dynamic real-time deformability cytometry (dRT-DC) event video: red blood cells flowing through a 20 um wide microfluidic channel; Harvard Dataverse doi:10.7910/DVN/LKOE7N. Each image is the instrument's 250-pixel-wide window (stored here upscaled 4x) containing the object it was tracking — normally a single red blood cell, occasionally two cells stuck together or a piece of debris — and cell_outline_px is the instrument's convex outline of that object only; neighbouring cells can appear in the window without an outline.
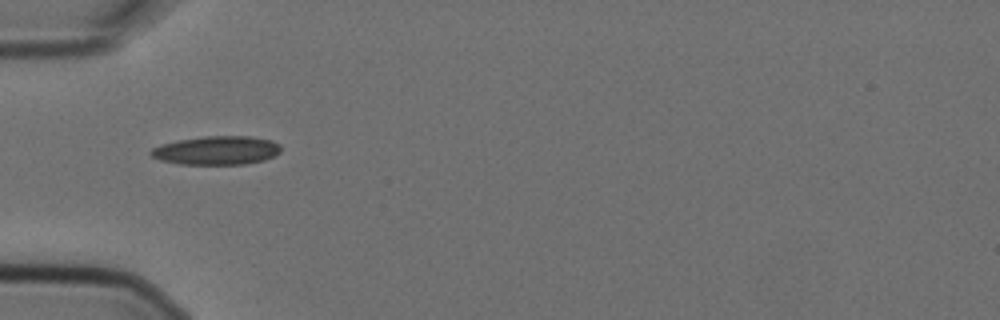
{"species": "Egyptian fruit bat (a non-hibernating species)", "species_latin": "Rousettus aegyptiacus", "temperature_condition": "cold", "stored_images_in_passage": 10, "camera_frame_rate_fps": 3000, "um_per_image_px": 0.085, "animal": {"sex": "female"}, "frame": {"image": 1, "passage_image": 5, "time_ms": 1.333, "image_size_px": [1000, 320], "cell_outline_px": [[280, 152], [264, 160], [244, 164], [180, 164], [160, 160], [152, 156], [148, 152], [152, 148], [160, 144], [176, 140], [204, 136], [248, 136], [272, 140], [280, 144]], "centroid_in_image_um": [18.38, 12.77], "position_along_channel_um": 66.6, "area_um2": 21.79}}
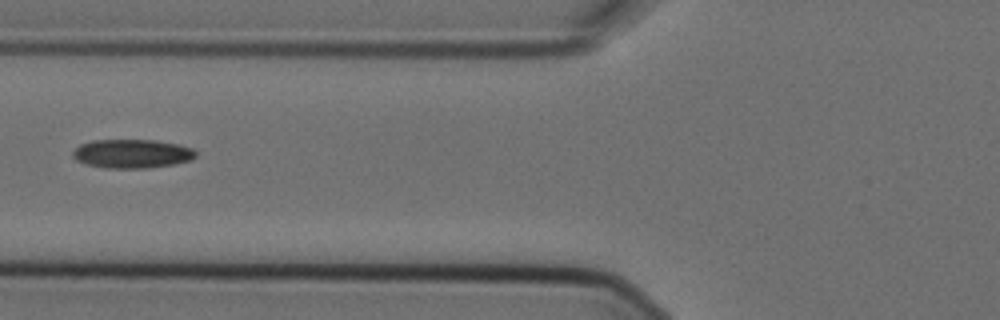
{"frame": {"image": 2, "passage_image": 6, "time_ms": 1.667, "image_size_px": [1000, 320], "cell_outline_px": [[196, 156], [192, 160], [172, 164], [144, 168], [104, 168], [84, 164], [76, 160], [72, 156], [72, 152], [80, 144], [92, 140], [156, 140], [180, 144], [192, 148], [196, 152]], "centroid_in_image_um": [11.21, 13.06], "position_along_channel_um": 114.6, "area_um2": 20.81}}
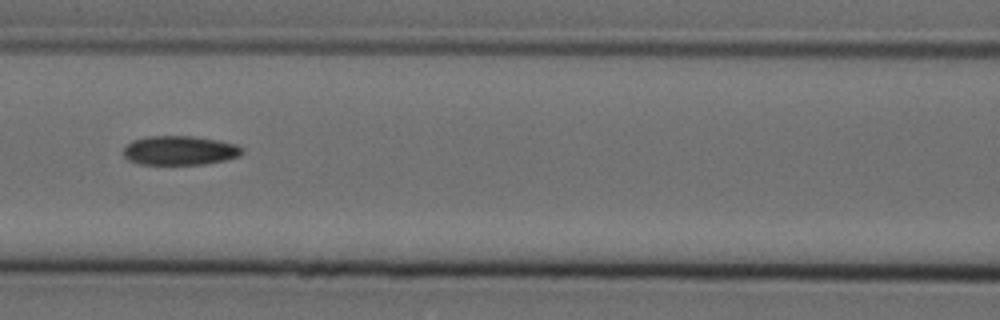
{"frame": {"image": 3, "passage_image": 7, "time_ms": 2.0, "image_size_px": [1000, 320], "cell_outline_px": [[244, 152], [240, 156], [224, 160], [204, 164], [140, 164], [128, 160], [124, 156], [124, 148], [132, 140], [148, 136], [192, 136], [216, 140], [236, 144], [244, 148]], "centroid_in_image_um": [15.29, 12.79], "position_along_channel_um": 151.3, "area_um2": 20.17}}